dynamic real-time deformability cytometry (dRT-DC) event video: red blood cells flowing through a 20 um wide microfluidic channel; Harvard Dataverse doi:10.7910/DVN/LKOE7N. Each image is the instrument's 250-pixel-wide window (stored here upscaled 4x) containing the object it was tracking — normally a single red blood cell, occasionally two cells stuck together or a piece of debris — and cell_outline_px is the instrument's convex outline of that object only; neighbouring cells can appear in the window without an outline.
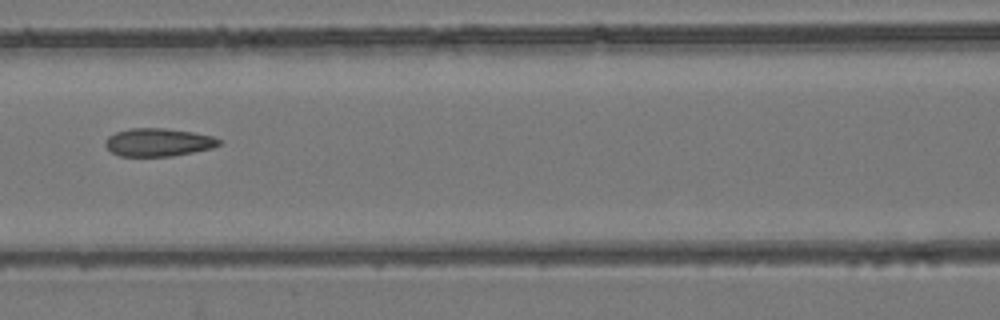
{"species": "common noctule bat (a hibernating species)", "species_latin": "Nyctalus noctula", "temperature_condition": "room temperature", "stored_images_in_passage": 8, "camera_frame_rate_fps": 3000, "um_per_image_px": 0.085, "animal": {"sex": "female", "body_mass_g": 24.6, "forearm_length_mm": 56.2}, "frame": {"image": 1, "passage_image": 7, "time_ms": 7.667, "image_size_px": [1000, 320], "cell_outline_px": [[220, 144], [212, 148], [172, 156], [120, 156], [112, 152], [104, 144], [104, 140], [108, 136], [116, 132], [132, 128], [164, 128], [192, 132], [212, 136], [220, 140]], "centroid_in_image_um": [13.42, 12.09], "position_along_channel_um": 153.2, "area_um2": 18.44}}
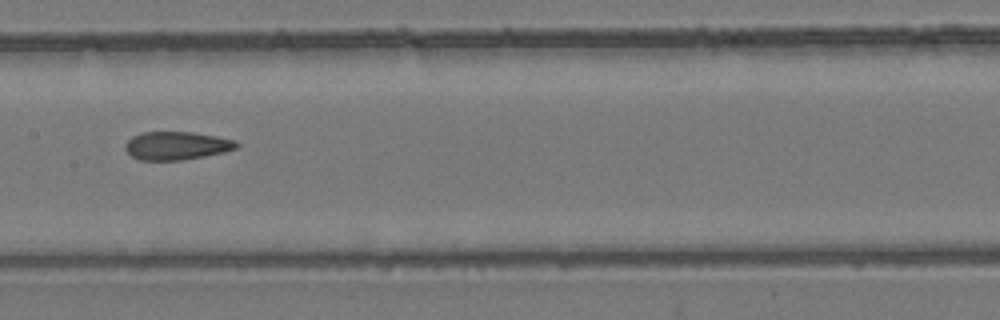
{"frame": {"image": 2, "passage_image": 8, "time_ms": 8.667, "image_size_px": [1000, 320], "cell_outline_px": [[240, 144], [236, 148], [224, 152], [204, 156], [180, 160], [140, 160], [132, 156], [124, 148], [124, 144], [132, 136], [144, 132], [192, 132], [216, 136], [236, 140]], "centroid_in_image_um": [15.01, 12.38], "position_along_channel_um": 192.4, "area_um2": 18.26}}